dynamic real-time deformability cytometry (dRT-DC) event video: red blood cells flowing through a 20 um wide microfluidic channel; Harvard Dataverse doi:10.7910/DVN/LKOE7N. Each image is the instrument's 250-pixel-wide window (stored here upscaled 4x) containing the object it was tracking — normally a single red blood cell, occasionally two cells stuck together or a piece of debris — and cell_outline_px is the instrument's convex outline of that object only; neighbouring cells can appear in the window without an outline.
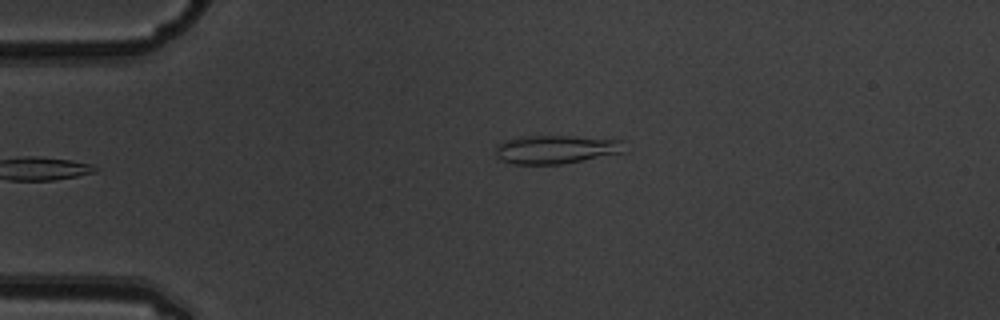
{"species": "common noctule bat (a hibernating species)", "species_latin": "Nyctalus noctula", "temperature_condition": "warm", "stored_images_in_passage": 6, "camera_frame_rate_fps": 3000, "um_per_image_px": 0.085, "animal": {"sex": "male", "body_mass_g": 19.5, "forearm_length_mm": 54.6}, "frame": {"image": 1, "passage_image": 6, "time_ms": 1.667, "image_size_px": [1000, 320], "cell_outline_px": [[624, 152], [584, 160], [560, 164], [512, 164], [500, 160], [496, 156], [496, 144], [504, 140], [520, 136], [576, 136], [624, 140]], "centroid_in_image_um": [47.23, 12.69], "position_along_channel_um": 37.8, "area_um2": 21.62}}